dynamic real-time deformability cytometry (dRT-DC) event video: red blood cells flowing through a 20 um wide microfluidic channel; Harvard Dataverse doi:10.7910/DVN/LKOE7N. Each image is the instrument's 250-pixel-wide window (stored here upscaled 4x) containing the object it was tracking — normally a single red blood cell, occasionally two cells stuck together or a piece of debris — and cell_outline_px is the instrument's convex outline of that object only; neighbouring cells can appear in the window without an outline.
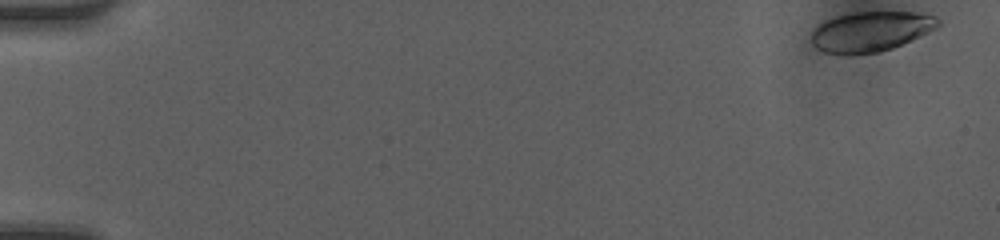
{"species": "human", "species_latin": "Homo sapiens", "temperature_condition": "room temperature", "stored_images_in_passage": 49, "camera_frame_rate_fps": 3000, "um_per_image_px": 0.085, "donor": {"sex": "female"}, "frame": {"image": 1, "passage_image": 1, "time_ms": 0.0, "image_size_px": [1000, 240], "cell_outline_px": [[940, 24], [936, 28], [928, 32], [892, 48], [876, 52], [824, 52], [816, 48], [812, 44], [812, 32], [824, 20], [836, 16], [856, 12], [920, 12], [936, 16], [940, 20]], "centroid_in_image_um": [74.05, 2.63], "position_along_channel_um": 11.0, "area_um2": 28.9}}
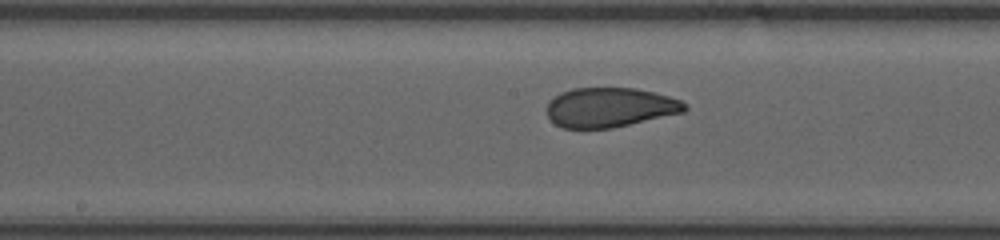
{"frame": {"image": 2, "passage_image": 26, "time_ms": 8.333, "image_size_px": [1000, 240], "cell_outline_px": [[688, 108], [684, 112], [612, 128], [560, 128], [548, 116], [548, 100], [560, 92], [572, 88], [636, 88], [656, 92], [680, 100], [688, 104]], "centroid_in_image_um": [51.85, 9.12], "position_along_channel_um": 196.4, "area_um2": 31.91}}
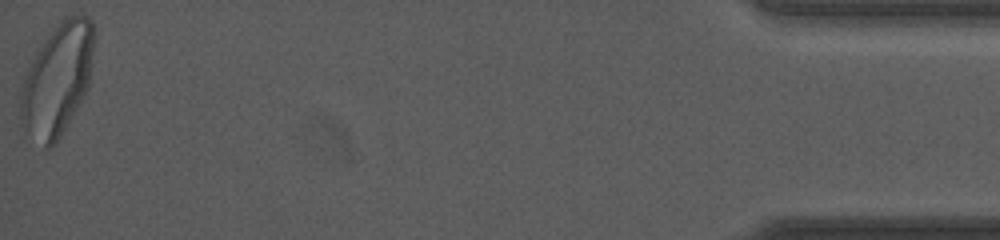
{"frame": {"image": 3, "passage_image": 49, "time_ms": 16.0, "image_size_px": [1000, 240], "cell_outline_px": [[96, 32], [88, 84], [80, 100], [56, 144], [48, 148], [44, 148], [20, 124], [20, 92], [28, 68], [44, 40], [52, 28], [64, 16], [88, 16], [92, 20]], "centroid_in_image_um": [4.87, 6.72], "position_along_channel_um": 430.3, "area_um2": 47.34}, "authors_computed_cell_mechanics": {"area_um2": 32.657, "velocity_mm_per_s": 4.1845, "shape_relaxation_time_tau1_ms": 4.5022, "shape_relaxation_time_tau2_ms": 0.6385, "deformation_change_tau1": 0.1588, "deformation_change_tau2": 0.0592}}